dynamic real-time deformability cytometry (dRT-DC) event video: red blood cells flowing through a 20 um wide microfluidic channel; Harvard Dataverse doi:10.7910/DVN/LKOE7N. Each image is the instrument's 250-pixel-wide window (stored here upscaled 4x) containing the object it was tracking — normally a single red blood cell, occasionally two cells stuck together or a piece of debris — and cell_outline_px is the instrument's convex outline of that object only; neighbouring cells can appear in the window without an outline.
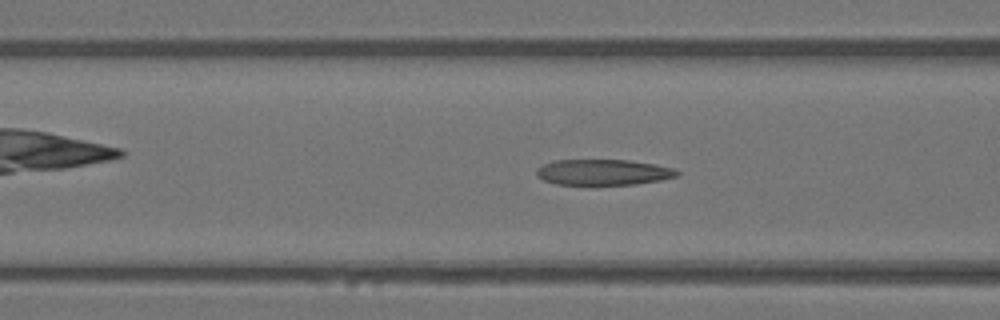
{"species": "Egyptian fruit bat (a non-hibernating species)", "species_latin": "Rousettus aegyptiacus", "temperature_condition": "warm", "stored_images_in_passage": 40, "camera_frame_rate_fps": 3000, "um_per_image_px": 0.085, "animal": {"sex": "female"}, "frame": {"image": 1, "passage_image": 10, "time_ms": 3.0, "image_size_px": [1000, 320], "cell_outline_px": [[680, 172], [676, 176], [660, 180], [636, 184], [556, 184], [544, 180], [536, 176], [536, 168], [544, 164], [556, 160], [628, 160], [656, 164], [672, 168]], "centroid_in_image_um": [51.26, 14.63], "position_along_channel_um": 115.3, "area_um2": 20.92}}
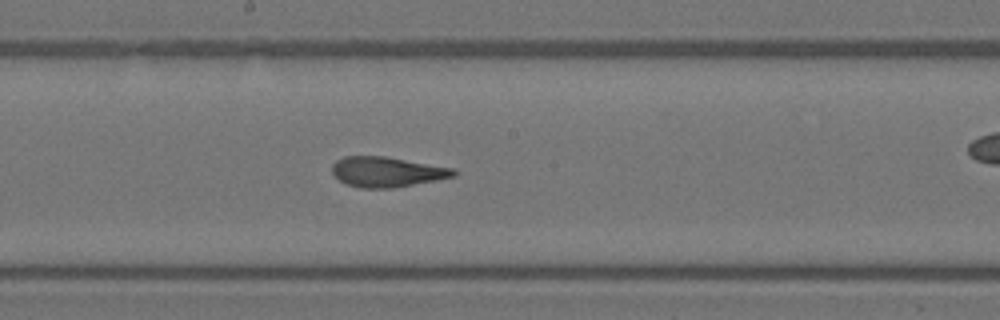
{"frame": {"image": 2, "passage_image": 17, "time_ms": 5.333, "image_size_px": [1000, 320], "cell_outline_px": [[456, 176], [436, 180], [392, 188], [360, 188], [344, 184], [332, 172], [332, 164], [336, 160], [344, 156], [384, 156], [456, 168]], "centroid_in_image_um": [32.88, 14.61], "position_along_channel_um": 215.3, "area_um2": 21.44}}
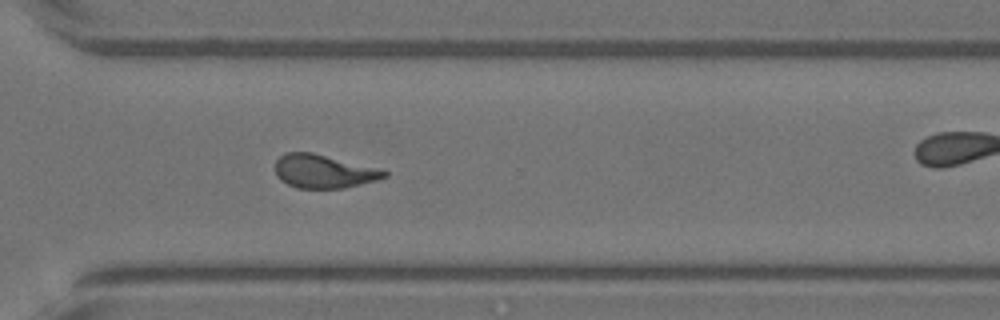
{"frame": {"image": 3, "passage_image": 26, "time_ms": 8.333, "image_size_px": [1000, 320], "cell_outline_px": [[388, 176], [376, 180], [344, 188], [296, 188], [280, 180], [276, 176], [276, 160], [284, 152], [312, 152], [384, 168], [388, 172]], "centroid_in_image_um": [27.55, 14.55], "position_along_channel_um": 343.0, "area_um2": 21.68}}